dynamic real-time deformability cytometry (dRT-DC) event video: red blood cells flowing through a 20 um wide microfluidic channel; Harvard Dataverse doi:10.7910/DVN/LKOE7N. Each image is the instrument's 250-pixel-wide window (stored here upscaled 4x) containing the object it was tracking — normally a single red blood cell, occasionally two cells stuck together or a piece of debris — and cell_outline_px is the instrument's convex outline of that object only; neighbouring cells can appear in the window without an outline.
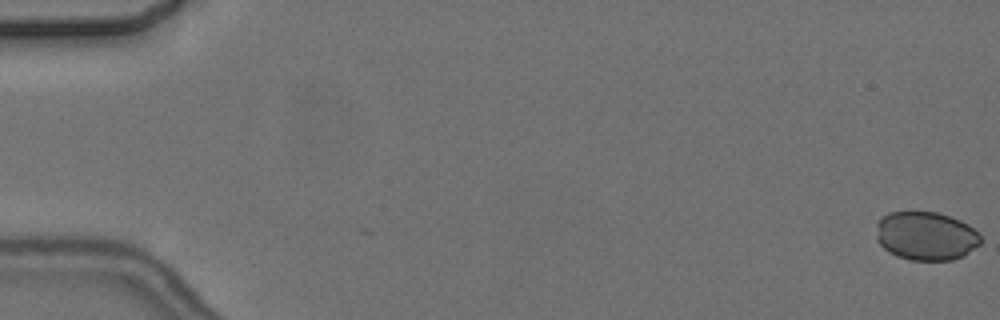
{"species": "common noctule bat (a hibernating species)", "species_latin": "Nyctalus noctula", "temperature_condition": "cold", "stored_images_in_passage": 5, "camera_frame_rate_fps": 3000, "um_per_image_px": 0.085, "animal": {"sex": "female", "body_mass_g": 24.6, "forearm_length_mm": 56.2}, "frame": {"image": 1, "passage_image": 1, "time_ms": 0.0, "image_size_px": [1000, 320], "cell_outline_px": [[980, 244], [964, 256], [952, 260], [912, 260], [896, 256], [888, 252], [876, 240], [876, 224], [888, 212], [936, 212], [960, 220], [968, 224], [980, 232]], "centroid_in_image_um": [78.71, 20.06], "position_along_channel_um": 6.3, "area_um2": 29.77}}
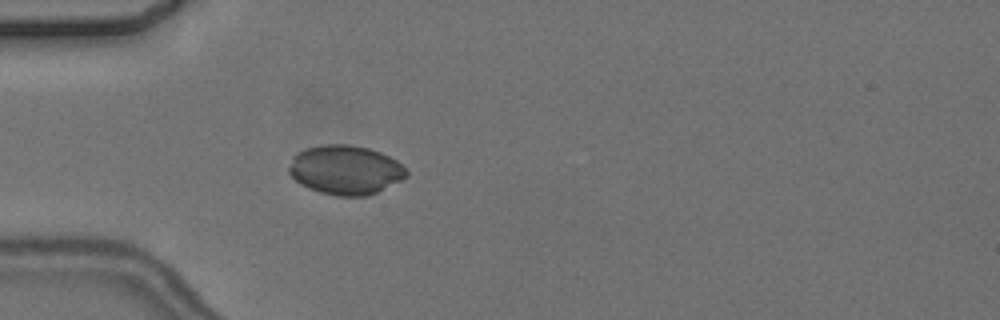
{"frame": {"image": 2, "passage_image": 5, "time_ms": 5.667, "image_size_px": [1000, 320], "cell_outline_px": [[408, 176], [368, 196], [336, 196], [320, 192], [308, 188], [300, 184], [288, 172], [288, 168], [296, 156], [304, 148], [324, 144], [348, 144], [368, 148], [380, 152], [396, 160], [408, 172]], "centroid_in_image_um": [29.36, 14.44], "position_along_channel_um": 55.6, "area_um2": 33.41}}